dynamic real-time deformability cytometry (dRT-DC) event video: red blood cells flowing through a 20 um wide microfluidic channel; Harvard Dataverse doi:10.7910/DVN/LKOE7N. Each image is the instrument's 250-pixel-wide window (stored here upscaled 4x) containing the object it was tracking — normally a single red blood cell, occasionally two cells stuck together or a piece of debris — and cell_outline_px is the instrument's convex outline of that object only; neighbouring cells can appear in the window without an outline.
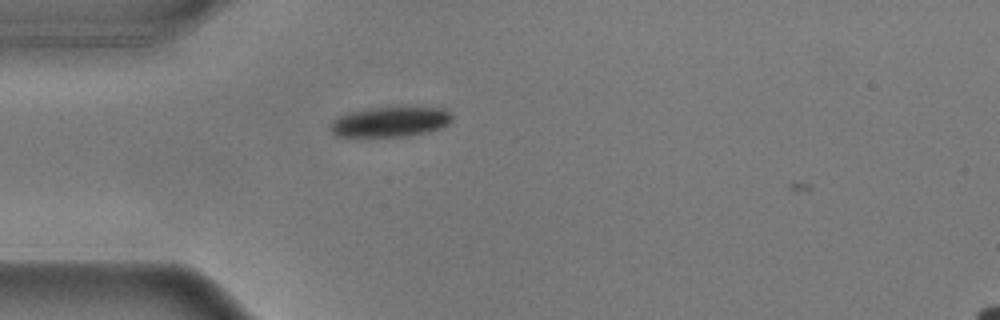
{"species": "common noctule bat (a hibernating species)", "species_latin": "Nyctalus noctula", "temperature_condition": "warm", "stored_images_in_passage": 8, "camera_frame_rate_fps": 3000, "um_per_image_px": 0.085, "animal": {"sex": "male", "body_mass_g": 17.9}, "frame": {"image": 1, "passage_image": 7, "time_ms": 2.0, "image_size_px": [1000, 320], "cell_outline_px": [[452, 120], [448, 124], [440, 128], [428, 132], [408, 136], [360, 140], [336, 136], [328, 128], [332, 120], [348, 112], [372, 108], [444, 108], [452, 116]], "centroid_in_image_um": [33.06, 10.43], "position_along_channel_um": 51.9, "area_um2": 22.14}}